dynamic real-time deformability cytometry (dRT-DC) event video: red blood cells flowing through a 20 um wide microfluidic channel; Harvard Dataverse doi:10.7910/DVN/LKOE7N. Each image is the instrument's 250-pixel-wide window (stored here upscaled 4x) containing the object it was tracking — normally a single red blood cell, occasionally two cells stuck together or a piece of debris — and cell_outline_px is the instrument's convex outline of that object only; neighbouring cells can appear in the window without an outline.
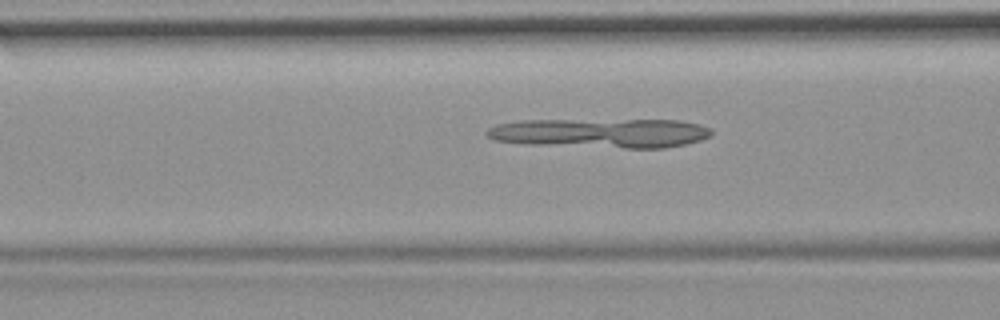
{"species": "common noctule bat (a hibernating species)", "species_latin": "Nyctalus noctula", "temperature_condition": "room temperature", "stored_images_in_passage": 10, "camera_frame_rate_fps": 3000, "um_per_image_px": 0.085, "animal": {"sex": "female", "body_mass_g": 19.9}, "frame": {"image": 1, "passage_image": 7, "time_ms": 2.0, "image_size_px": [1000, 320], "cell_outline_px": [[712, 136], [700, 140], [684, 144], [664, 148], [624, 148], [524, 144], [496, 140], [488, 136], [484, 132], [488, 128], [496, 124], [524, 120], [680, 120], [700, 124], [712, 128]], "centroid_in_image_um": [51.08, 11.31], "position_along_channel_um": 115.5, "area_um2": 38.78}}